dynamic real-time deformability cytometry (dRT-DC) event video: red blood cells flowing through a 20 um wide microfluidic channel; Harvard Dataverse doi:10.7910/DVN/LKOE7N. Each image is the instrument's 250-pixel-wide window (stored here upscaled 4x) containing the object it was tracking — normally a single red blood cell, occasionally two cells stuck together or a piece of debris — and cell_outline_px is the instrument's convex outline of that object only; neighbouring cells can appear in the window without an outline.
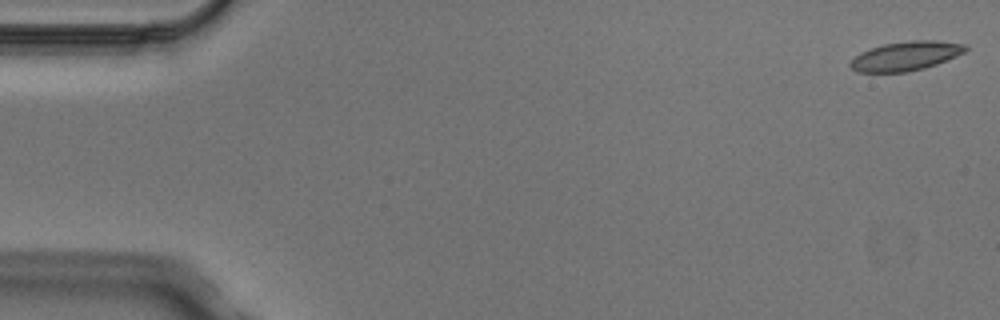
{"species": "Egyptian fruit bat (a non-hibernating species)", "species_latin": "Rousettus aegyptiacus", "temperature_condition": "cold", "stored_images_in_passage": 5, "camera_frame_rate_fps": 3000, "um_per_image_px": 0.085, "animal": {"sex": "male"}, "frame": {"image": 1, "passage_image": 1, "time_ms": 0.0, "image_size_px": [1000, 320], "cell_outline_px": [[968, 48], [964, 52], [956, 56], [936, 64], [924, 68], [908, 72], [860, 72], [852, 68], [848, 64], [860, 52], [884, 44], [912, 40], [936, 40], [968, 44]], "centroid_in_image_um": [77.02, 4.75], "position_along_channel_um": 8.0, "area_um2": 19.48}}
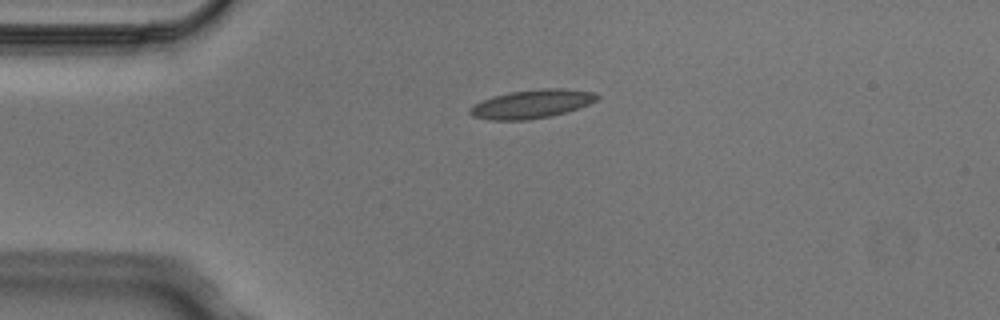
{"frame": {"image": 2, "passage_image": 4, "time_ms": 1.0, "image_size_px": [1000, 320], "cell_outline_px": [[600, 96], [596, 100], [588, 104], [564, 112], [548, 116], [528, 120], [488, 120], [472, 116], [468, 112], [468, 108], [472, 104], [492, 96], [508, 92], [544, 88], [564, 88], [592, 92]], "centroid_in_image_um": [45.11, 8.83], "position_along_channel_um": 39.9, "area_um2": 21.15}}